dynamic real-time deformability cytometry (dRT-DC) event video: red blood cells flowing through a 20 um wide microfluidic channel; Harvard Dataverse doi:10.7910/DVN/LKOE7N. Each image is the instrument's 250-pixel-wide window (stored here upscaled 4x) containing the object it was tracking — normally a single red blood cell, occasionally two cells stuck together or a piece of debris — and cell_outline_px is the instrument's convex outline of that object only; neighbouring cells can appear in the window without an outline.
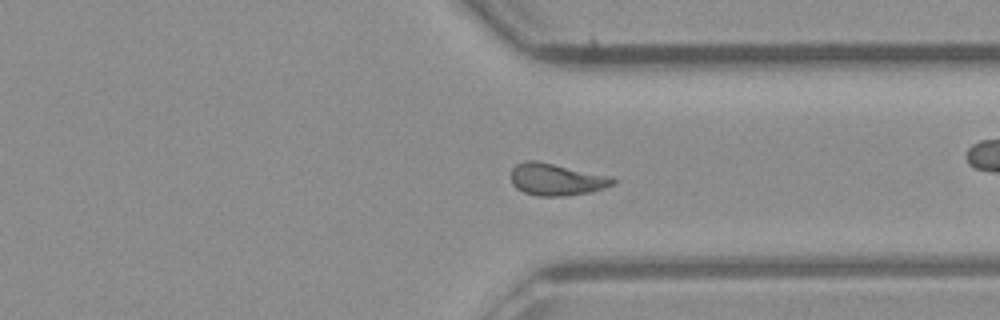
{"species": "common noctule bat (a hibernating species)", "species_latin": "Nyctalus noctula", "temperature_condition": "room temperature", "stored_images_in_passage": 44, "camera_frame_rate_fps": 3000, "um_per_image_px": 0.085, "animal": {"sex": "male", "body_mass_g": 23.1, "forearm_length_mm": 52.7}, "frame": {"image": 1, "passage_image": 32, "time_ms": 10.333, "image_size_px": [1000, 320], "cell_outline_px": [[616, 180], [612, 184], [604, 188], [592, 192], [564, 196], [540, 196], [524, 192], [516, 188], [512, 184], [512, 168], [516, 164], [524, 160], [536, 160], [612, 176]], "centroid_in_image_um": [47.29, 15.24], "position_along_channel_um": 364.1, "area_um2": 19.07}, "authors_computed_cell_mechanics": {"area_um2": 18.6116, "velocity_mm_per_s": 4.3323, "shape_relaxation_time_tau1_ms": null, "shape_relaxation_time_tau2_ms": 4.5846, "deformation_change_tau1": null, "deformation_change_tau2": 0.1012}}